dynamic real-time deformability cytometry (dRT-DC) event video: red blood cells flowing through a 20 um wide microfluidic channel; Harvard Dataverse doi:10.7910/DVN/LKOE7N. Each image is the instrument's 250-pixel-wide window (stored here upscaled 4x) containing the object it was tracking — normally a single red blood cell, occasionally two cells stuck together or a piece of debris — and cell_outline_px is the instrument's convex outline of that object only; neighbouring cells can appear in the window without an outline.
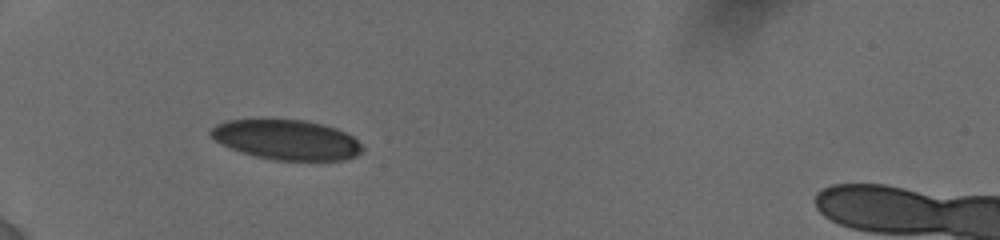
{"species": "human", "species_latin": "Homo sapiens", "temperature_condition": "cold", "stored_images_in_passage": 7, "camera_frame_rate_fps": 3000, "um_per_image_px": 0.085, "donor": {"sex": "female"}, "frame": {"image": 1, "passage_image": 5, "time_ms": 2.0, "image_size_px": [1000, 240], "cell_outline_px": [[364, 148], [356, 156], [344, 160], [272, 160], [240, 152], [220, 144], [208, 132], [216, 124], [228, 120], [272, 116], [304, 120], [324, 124], [336, 128], [352, 136]], "centroid_in_image_um": [24.31, 11.83], "position_along_channel_um": 60.7, "area_um2": 36.24}}
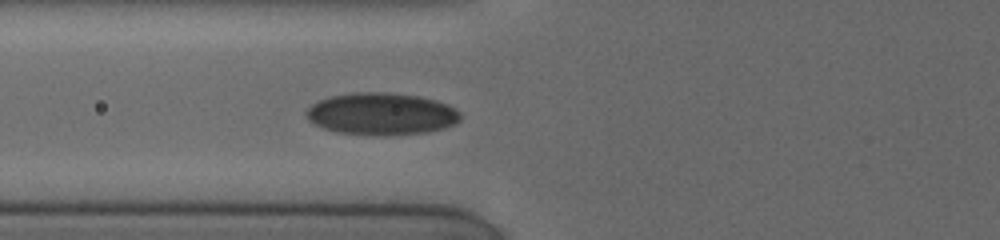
{"frame": {"image": 2, "passage_image": 7, "time_ms": 3.333, "image_size_px": [1000, 240], "cell_outline_px": [[460, 120], [456, 124], [444, 128], [428, 132], [384, 136], [336, 132], [324, 128], [308, 120], [304, 112], [312, 104], [320, 100], [332, 96], [356, 92], [384, 92], [420, 96], [436, 100], [448, 104], [456, 108], [460, 112]], "centroid_in_image_um": [32.45, 9.68], "position_along_channel_um": 93.3, "area_um2": 38.03}}